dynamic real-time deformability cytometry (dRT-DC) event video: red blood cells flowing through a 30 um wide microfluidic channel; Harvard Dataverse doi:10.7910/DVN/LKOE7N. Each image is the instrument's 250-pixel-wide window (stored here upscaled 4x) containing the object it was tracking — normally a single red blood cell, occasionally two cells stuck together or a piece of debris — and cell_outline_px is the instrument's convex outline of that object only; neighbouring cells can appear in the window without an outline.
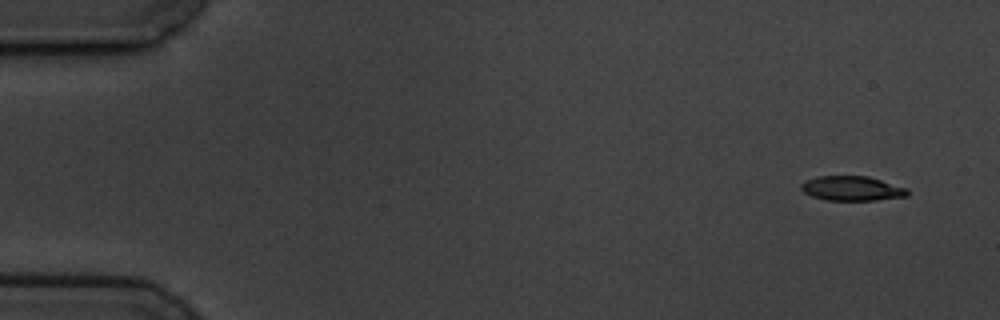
{"species": "common noctule bat (a hibernating species)", "species_latin": "Nyctalus noctula", "temperature_condition": "cold", "stored_images_in_passage": 4, "camera_frame_rate_fps": 3000, "um_per_image_px": 0.085, "animal": {"sex": "male", "body_mass_g": 19.5, "forearm_length_mm": 54.6}, "frame": {"image": 1, "passage_image": 1, "time_ms": 0.0, "image_size_px": [1000, 320], "cell_outline_px": [[908, 196], [876, 200], [828, 200], [812, 196], [804, 192], [800, 188], [800, 184], [816, 176], [868, 176], [908, 188]], "centroid_in_image_um": [72.43, 16.01], "position_along_channel_um": 12.6, "area_um2": 15.2}}
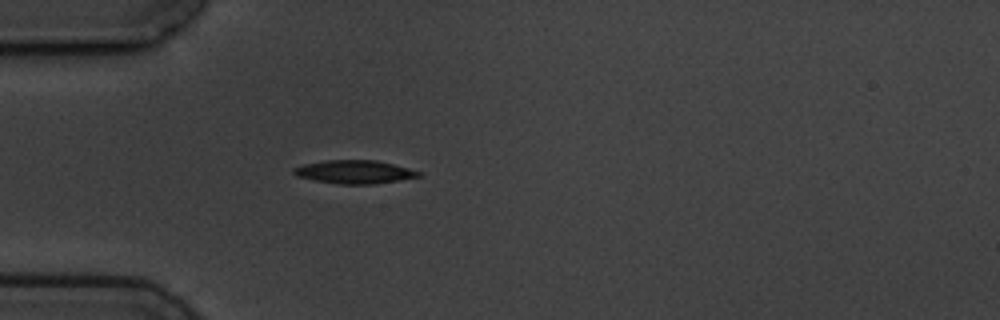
{"frame": {"image": 2, "passage_image": 4, "time_ms": 4.333, "image_size_px": [1000, 320], "cell_outline_px": [[424, 172], [420, 176], [372, 184], [340, 184], [312, 180], [296, 176], [292, 172], [292, 168], [304, 164], [328, 160], [376, 160]], "centroid_in_image_um": [30.09, 14.61], "position_along_channel_um": 54.9, "area_um2": 16.88}}